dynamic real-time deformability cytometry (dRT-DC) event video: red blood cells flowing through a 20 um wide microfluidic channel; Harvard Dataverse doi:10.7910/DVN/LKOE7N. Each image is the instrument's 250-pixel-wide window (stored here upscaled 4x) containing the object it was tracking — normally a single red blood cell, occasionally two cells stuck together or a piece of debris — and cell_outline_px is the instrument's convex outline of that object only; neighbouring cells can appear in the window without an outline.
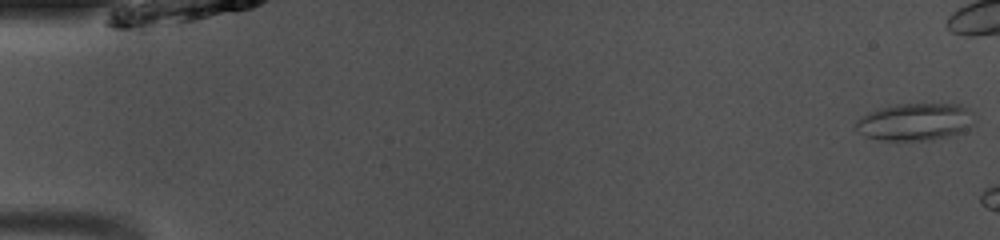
{"species": "common noctule bat (a hibernating species)", "species_latin": "Nyctalus noctula", "temperature_condition": "room temperature", "stored_images_in_passage": 6, "camera_frame_rate_fps": 3000, "um_per_image_px": 0.085, "animal": {"sex": "male", "body_mass_g": 13.0, "forearm_length_mm": 53.1}, "frame": {"image": 1, "passage_image": 1, "time_ms": 0.0, "image_size_px": [1000, 240], "cell_outline_px": [[976, 120], [964, 132], [948, 136], [928, 140], [884, 140], [864, 136], [856, 132], [856, 120], [880, 108], [896, 104], [960, 104], [968, 108], [976, 116]], "centroid_in_image_um": [77.84, 10.36], "position_along_channel_um": 7.2, "area_um2": 25.84}}